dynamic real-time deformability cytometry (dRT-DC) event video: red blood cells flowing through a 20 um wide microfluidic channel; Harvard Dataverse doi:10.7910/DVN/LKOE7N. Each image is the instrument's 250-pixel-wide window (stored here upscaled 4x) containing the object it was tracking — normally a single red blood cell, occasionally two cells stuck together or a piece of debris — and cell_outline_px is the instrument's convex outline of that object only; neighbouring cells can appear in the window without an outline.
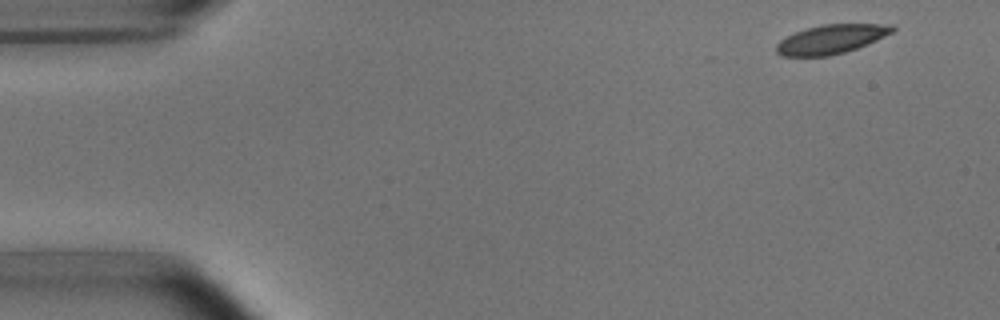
{"species": "common noctule bat (a hibernating species)", "species_latin": "Nyctalus noctula", "temperature_condition": "room temperature", "stored_images_in_passage": 5, "camera_frame_rate_fps": 3000, "um_per_image_px": 0.085, "animal": {"sex": "male", "body_mass_g": 15.6}, "frame": {"image": 1, "passage_image": 1, "time_ms": 0.0, "image_size_px": [1000, 320], "cell_outline_px": [[896, 28], [892, 32], [868, 44], [844, 52], [828, 56], [780, 56], [776, 52], [776, 44], [780, 40], [796, 32], [808, 28], [824, 24], [892, 24]], "centroid_in_image_um": [70.65, 3.33], "position_along_channel_um": 14.4, "area_um2": 19.48}}
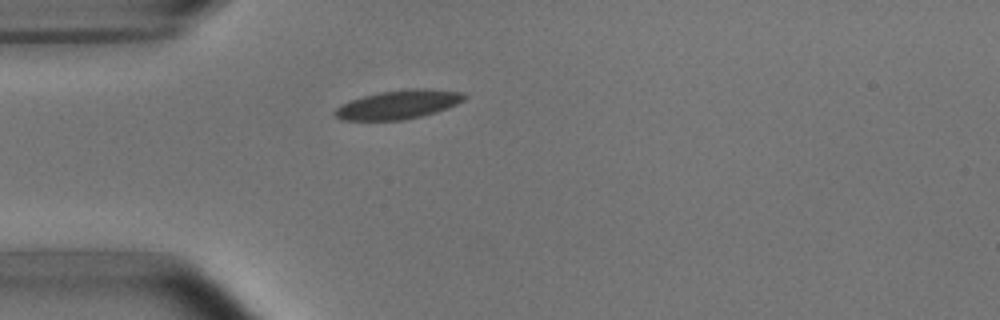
{"frame": {"image": 2, "passage_image": 4, "time_ms": 3.667, "image_size_px": [1000, 320], "cell_outline_px": [[468, 96], [464, 100], [448, 108], [424, 116], [404, 120], [340, 120], [332, 112], [340, 104], [364, 96], [380, 92], [412, 88], [428, 88], [464, 92]], "centroid_in_image_um": [33.9, 8.88], "position_along_channel_um": 51.1, "area_um2": 21.96}}